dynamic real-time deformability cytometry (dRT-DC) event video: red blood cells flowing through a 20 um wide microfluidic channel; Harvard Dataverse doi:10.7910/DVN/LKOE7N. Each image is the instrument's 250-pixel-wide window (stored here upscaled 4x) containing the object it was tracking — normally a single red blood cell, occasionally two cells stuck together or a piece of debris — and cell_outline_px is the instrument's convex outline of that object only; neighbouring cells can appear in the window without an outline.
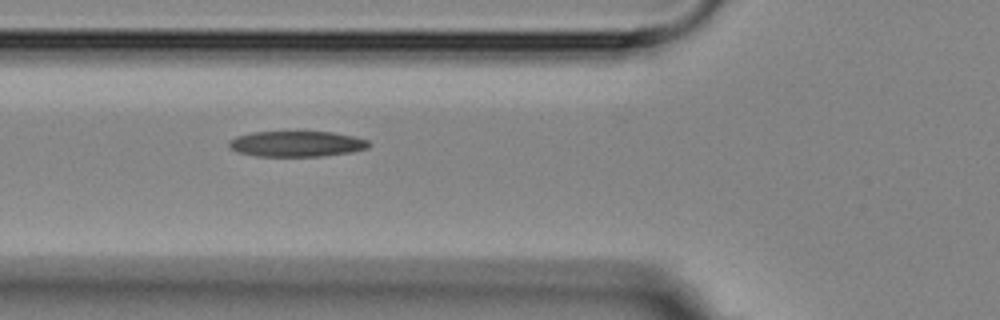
{"species": "Egyptian fruit bat (a non-hibernating species)", "species_latin": "Rousettus aegyptiacus", "temperature_condition": "room temperature", "stored_images_in_passage": 6, "camera_frame_rate_fps": 3000, "um_per_image_px": 0.085, "animal": {"sex": "female"}, "frame": {"image": 1, "passage_image": 5, "time_ms": 6.0, "image_size_px": [1000, 320], "cell_outline_px": [[372, 144], [368, 148], [352, 152], [324, 156], [256, 156], [236, 152], [228, 148], [228, 140], [236, 136], [252, 132], [332, 132], [352, 136], [368, 140]], "centroid_in_image_um": [25.19, 12.23], "position_along_channel_um": 100.6, "area_um2": 21.1}}
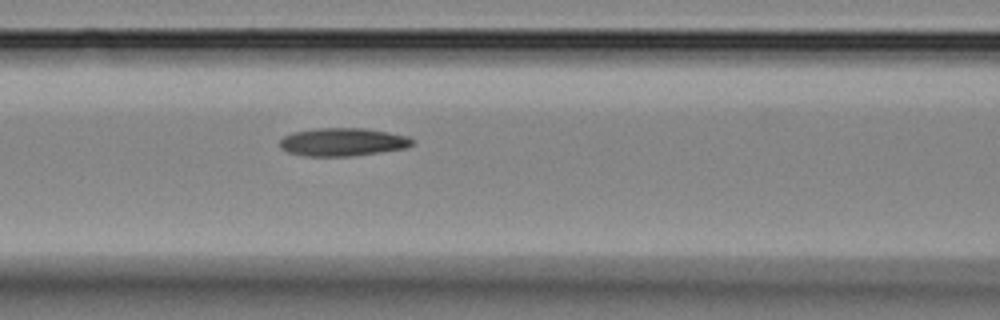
{"frame": {"image": 2, "passage_image": 6, "time_ms": 7.0, "image_size_px": [1000, 320], "cell_outline_px": [[412, 144], [408, 148], [352, 156], [304, 156], [288, 152], [280, 148], [280, 140], [284, 136], [292, 132], [316, 128], [364, 128], [388, 132], [408, 136], [412, 140]], "centroid_in_image_um": [29.11, 12.07], "position_along_channel_um": 137.5, "area_um2": 21.73}}